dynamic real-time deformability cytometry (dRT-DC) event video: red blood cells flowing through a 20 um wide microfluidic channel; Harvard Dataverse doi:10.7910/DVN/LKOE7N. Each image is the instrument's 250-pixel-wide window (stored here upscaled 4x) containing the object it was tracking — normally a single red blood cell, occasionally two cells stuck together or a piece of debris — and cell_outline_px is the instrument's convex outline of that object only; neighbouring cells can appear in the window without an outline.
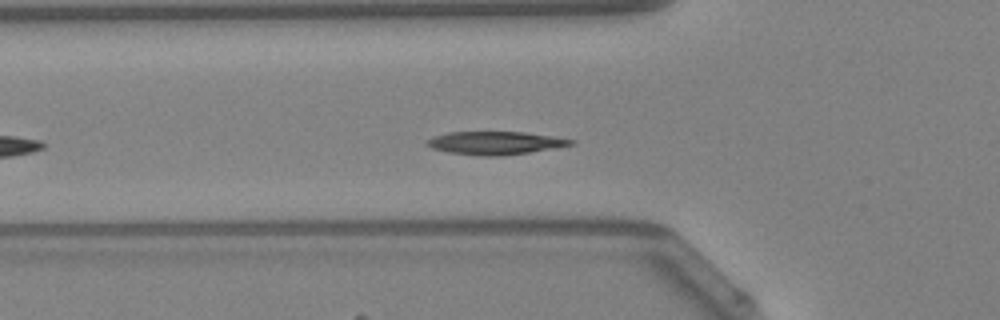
{"species": "Egyptian fruit bat (a non-hibernating species)", "species_latin": "Rousettus aegyptiacus", "temperature_condition": "warm", "stored_images_in_passage": 40, "camera_frame_rate_fps": 3000, "um_per_image_px": 0.085, "animal": {"sex": "female"}, "frame": {"image": 1, "passage_image": 7, "time_ms": 2.0, "image_size_px": [1000, 320], "cell_outline_px": [[576, 144], [528, 152], [500, 156], [484, 156], [452, 152], [432, 148], [424, 144], [424, 140], [432, 136], [448, 132], [524, 132], [556, 136], [576, 140]], "centroid_in_image_um": [42.1, 12.13], "position_along_channel_um": 83.7, "area_um2": 19.36}, "authors_computed_cell_mechanics": {"area_um2": 18.9584, "velocity_mm_per_s": 4.1959, "shape_relaxation_time_tau1_ms": 2.6259, "shape_relaxation_time_tau2_ms": null, "deformation_change_tau1": 0.1108, "deformation_change_tau2": null}}